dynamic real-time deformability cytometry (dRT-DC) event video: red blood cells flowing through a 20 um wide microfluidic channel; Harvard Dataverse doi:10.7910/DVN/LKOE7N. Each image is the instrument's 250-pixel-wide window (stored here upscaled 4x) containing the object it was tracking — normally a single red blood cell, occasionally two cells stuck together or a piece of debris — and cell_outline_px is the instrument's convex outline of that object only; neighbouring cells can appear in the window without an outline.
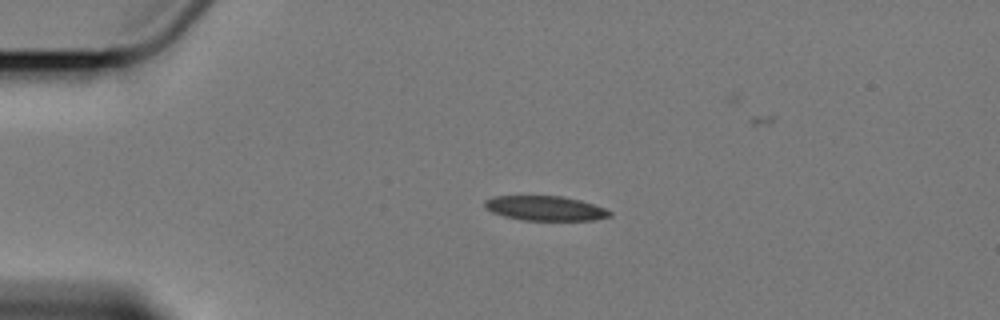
{"species": "Egyptian fruit bat (a non-hibernating species)", "species_latin": "Rousettus aegyptiacus", "temperature_condition": "cold", "stored_images_in_passage": 3, "camera_frame_rate_fps": 3000, "um_per_image_px": 0.085, "animal": {"sex": "female"}, "frame": {"image": 1, "passage_image": 1, "time_ms": 0.0, "image_size_px": [1000, 320], "cell_outline_px": [[612, 216], [596, 220], [524, 220], [504, 216], [492, 212], [484, 208], [484, 200], [496, 196], [560, 196], [580, 200], [604, 208], [612, 212]], "centroid_in_image_um": [46.34, 17.71], "position_along_channel_um": 38.7, "area_um2": 17.92}}